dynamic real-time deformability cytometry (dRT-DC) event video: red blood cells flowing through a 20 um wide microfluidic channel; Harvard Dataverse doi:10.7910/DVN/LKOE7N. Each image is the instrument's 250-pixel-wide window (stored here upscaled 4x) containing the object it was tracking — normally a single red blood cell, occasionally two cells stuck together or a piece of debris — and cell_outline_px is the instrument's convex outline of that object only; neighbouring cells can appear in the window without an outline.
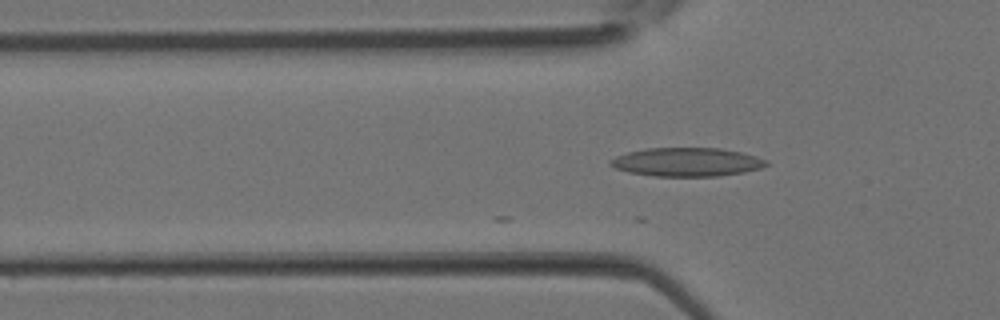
{"species": "Egyptian fruit bat (a non-hibernating species)", "species_latin": "Rousettus aegyptiacus", "temperature_condition": "room temperature", "stored_images_in_passage": 12, "camera_frame_rate_fps": 3000, "um_per_image_px": 0.085, "animal": {"sex": "female"}, "frame": {"image": 1, "passage_image": 12, "time_ms": 3.667, "image_size_px": [1000, 320], "cell_outline_px": [[768, 164], [760, 168], [744, 172], [716, 176], [652, 176], [628, 172], [616, 168], [608, 164], [608, 160], [616, 156], [628, 152], [648, 148], [720, 148], [740, 152], [756, 156], [768, 160]], "centroid_in_image_um": [58.36, 13.77], "position_along_channel_um": 67.4, "area_um2": 26.01}}